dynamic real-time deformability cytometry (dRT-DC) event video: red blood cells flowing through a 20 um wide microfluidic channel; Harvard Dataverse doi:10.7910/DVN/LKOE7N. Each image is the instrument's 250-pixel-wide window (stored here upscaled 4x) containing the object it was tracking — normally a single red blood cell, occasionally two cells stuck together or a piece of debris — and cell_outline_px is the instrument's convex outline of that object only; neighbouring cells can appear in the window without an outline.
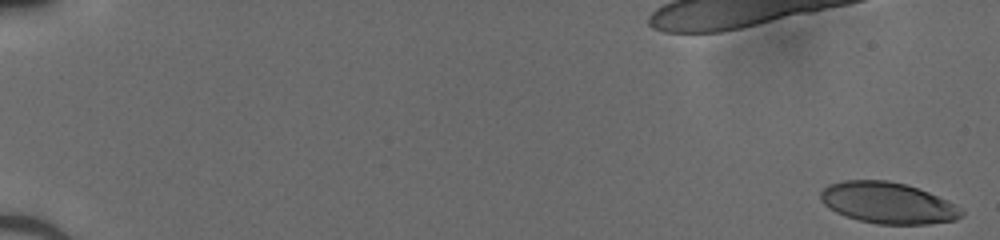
{"species": "human", "species_latin": "Homo sapiens", "temperature_condition": "cold", "stored_images_in_passage": 51, "camera_frame_rate_fps": 3000, "um_per_image_px": 0.085, "donor": {"sex": "male"}, "frame": {"image": 1, "passage_image": 1, "time_ms": 0.0, "image_size_px": [1000, 240], "cell_outline_px": [[964, 212], [956, 220], [928, 224], [876, 224], [860, 220], [836, 212], [824, 204], [820, 200], [820, 192], [828, 184], [844, 180], [888, 180], [908, 184], [928, 192], [956, 204]], "centroid_in_image_um": [75.47, 17.24], "position_along_channel_um": 9.5, "area_um2": 33.87}}
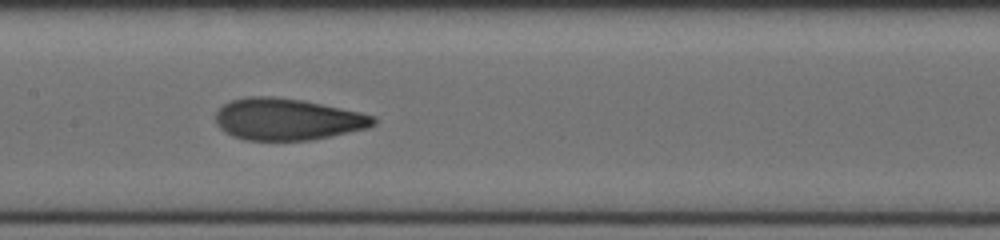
{"frame": {"image": 2, "passage_image": 28, "time_ms": 9.0, "image_size_px": [1000, 240], "cell_outline_px": [[376, 120], [372, 124], [364, 128], [328, 136], [308, 140], [244, 140], [232, 136], [224, 132], [216, 124], [216, 112], [224, 104], [232, 100], [248, 96], [272, 96], [300, 100], [360, 112], [372, 116]], "centroid_in_image_um": [24.33, 10.13], "position_along_channel_um": 183.1, "area_um2": 37.74}}
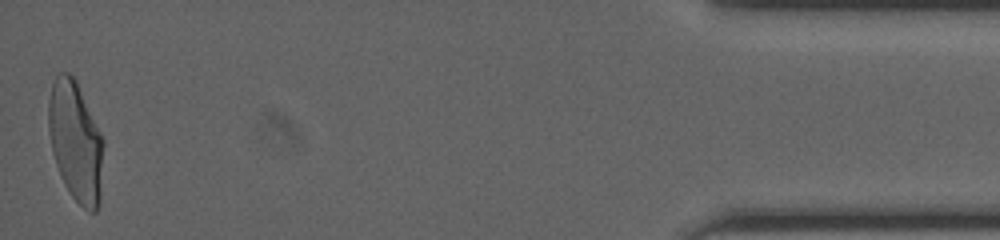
{"frame": {"image": 3, "passage_image": 51, "time_ms": 16.667, "image_size_px": [1000, 240], "cell_outline_px": [[104, 144], [100, 204], [96, 212], [88, 212], [72, 196], [64, 184], [60, 176], [52, 152], [48, 128], [48, 100], [52, 84], [56, 76], [60, 72], [68, 72], [76, 80], [104, 140]], "centroid_in_image_um": [6.43, 12.05], "position_along_channel_um": 428.8, "area_um2": 38.67}}